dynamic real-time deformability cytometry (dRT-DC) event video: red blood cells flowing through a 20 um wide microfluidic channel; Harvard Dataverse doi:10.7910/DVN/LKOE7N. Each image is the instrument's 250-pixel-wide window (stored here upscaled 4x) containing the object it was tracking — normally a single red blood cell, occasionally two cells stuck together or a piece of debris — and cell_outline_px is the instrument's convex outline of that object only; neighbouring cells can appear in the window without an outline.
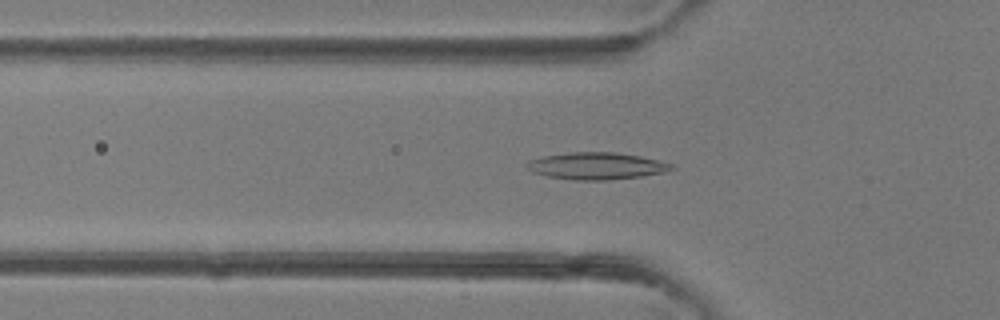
{"species": "common noctule bat (a hibernating species)", "species_latin": "Nyctalus noctula", "temperature_condition": "room temperature", "stored_images_in_passage": 30, "camera_frame_rate_fps": 3000, "um_per_image_px": 0.085, "animal": {"sex": "female"}, "frame": {"image": 1, "passage_image": 2, "time_ms": 0.333, "image_size_px": [1000, 320], "cell_outline_px": [[676, 168], [664, 172], [640, 176], [608, 180], [576, 180], [548, 176], [532, 172], [524, 168], [524, 164], [528, 160], [544, 156], [568, 152], [616, 152], [640, 156], [676, 164]], "centroid_in_image_um": [50.69, 14.1], "position_along_channel_um": 75.1, "area_um2": 22.95}}
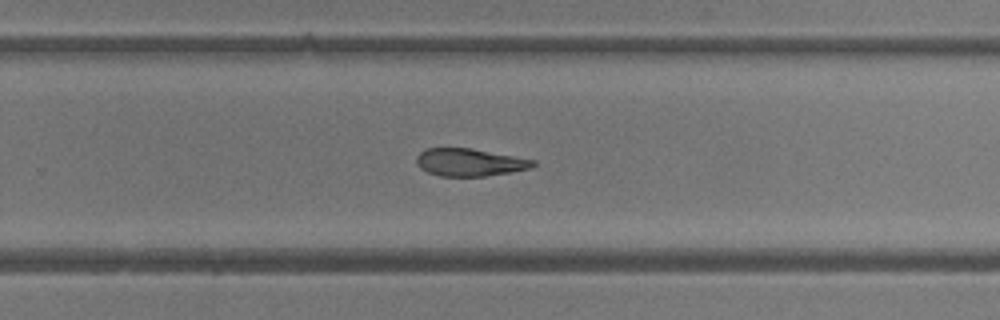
{"frame": {"image": 2, "passage_image": 15, "time_ms": 4.667, "image_size_px": [1000, 320], "cell_outline_px": [[536, 164], [532, 168], [512, 172], [484, 176], [440, 176], [428, 172], [420, 168], [416, 160], [416, 156], [424, 148], [472, 148], [536, 160]], "centroid_in_image_um": [39.93, 13.79], "position_along_channel_um": 289.9, "area_um2": 18.84}}
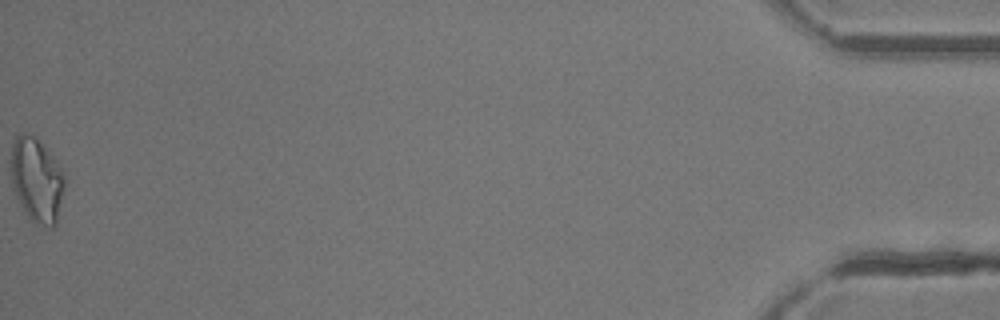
{"frame": {"image": 3, "passage_image": 30, "time_ms": 9.667, "image_size_px": [1000, 320], "cell_outline_px": [[64, 188], [56, 224], [52, 228], [48, 228], [36, 224], [24, 212], [12, 192], [12, 144], [16, 136], [24, 132], [28, 132], [36, 136], [44, 144], [64, 172]], "centroid_in_image_um": [3.12, 15.3], "position_along_channel_um": 432.1, "area_um2": 26.76}}